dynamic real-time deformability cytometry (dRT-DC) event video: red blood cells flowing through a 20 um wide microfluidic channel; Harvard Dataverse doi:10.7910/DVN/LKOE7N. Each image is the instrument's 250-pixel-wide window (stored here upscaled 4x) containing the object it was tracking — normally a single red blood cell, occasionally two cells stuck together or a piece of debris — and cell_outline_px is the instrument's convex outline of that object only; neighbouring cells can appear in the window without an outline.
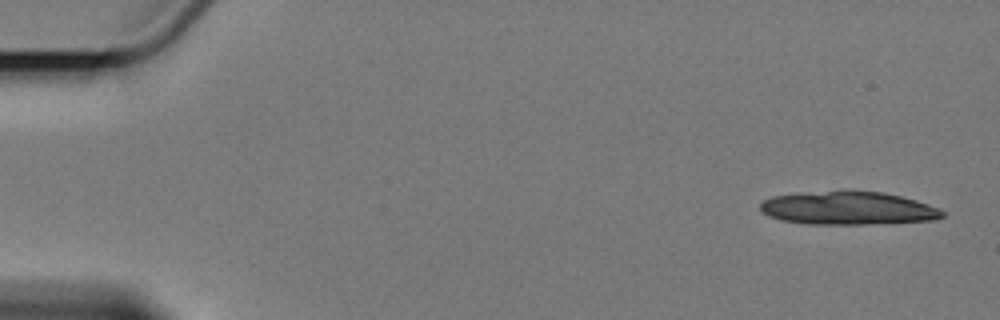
{"species": "Egyptian fruit bat (a non-hibernating species)", "species_latin": "Rousettus aegyptiacus", "temperature_condition": "cold", "stored_images_in_passage": 3, "camera_frame_rate_fps": 3000, "um_per_image_px": 0.085, "animal": {"sex": "female"}, "frame": {"image": 1, "passage_image": 1, "time_ms": 0.0, "image_size_px": [1000, 320], "cell_outline_px": [[944, 216], [936, 220], [864, 224], [808, 224], [780, 220], [768, 216], [760, 208], [760, 204], [764, 200], [772, 196], [848, 188], [880, 192], [900, 196], [916, 200], [940, 208], [944, 212]], "centroid_in_image_um": [72.09, 17.67], "position_along_channel_um": 12.9, "area_um2": 35.78}}